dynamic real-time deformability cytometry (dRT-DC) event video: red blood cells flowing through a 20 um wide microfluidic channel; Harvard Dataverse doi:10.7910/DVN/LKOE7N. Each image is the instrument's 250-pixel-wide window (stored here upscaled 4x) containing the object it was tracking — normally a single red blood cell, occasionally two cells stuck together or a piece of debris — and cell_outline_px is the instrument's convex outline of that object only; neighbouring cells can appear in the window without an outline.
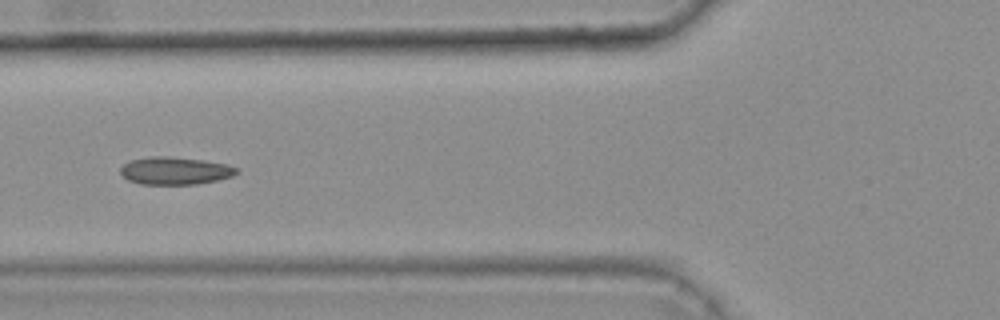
{"species": "common noctule bat (a hibernating species)", "species_latin": "Nyctalus noctula", "temperature_condition": "warm", "stored_images_in_passage": 44, "camera_frame_rate_fps": 3000, "um_per_image_px": 0.085, "animal": {"sex": "female", "body_mass_g": 25.1}, "frame": {"image": 1, "passage_image": 19, "time_ms": 6.0, "image_size_px": [1000, 320], "cell_outline_px": [[240, 172], [232, 176], [216, 180], [196, 184], [140, 184], [128, 180], [120, 172], [120, 168], [124, 164], [132, 160], [152, 156], [168, 156], [204, 160], [228, 164], [240, 168]], "centroid_in_image_um": [14.92, 14.51], "position_along_channel_um": 110.9, "area_um2": 18.73}, "authors_computed_cell_mechanics": {"area_um2": 18.2359, "velocity_mm_per_s": 3.8092, "shape_relaxation_time_tau1_ms": null, "shape_relaxation_time_tau2_ms": 1.8317, "deformation_change_tau1": null, "deformation_change_tau2": 0.0773}}